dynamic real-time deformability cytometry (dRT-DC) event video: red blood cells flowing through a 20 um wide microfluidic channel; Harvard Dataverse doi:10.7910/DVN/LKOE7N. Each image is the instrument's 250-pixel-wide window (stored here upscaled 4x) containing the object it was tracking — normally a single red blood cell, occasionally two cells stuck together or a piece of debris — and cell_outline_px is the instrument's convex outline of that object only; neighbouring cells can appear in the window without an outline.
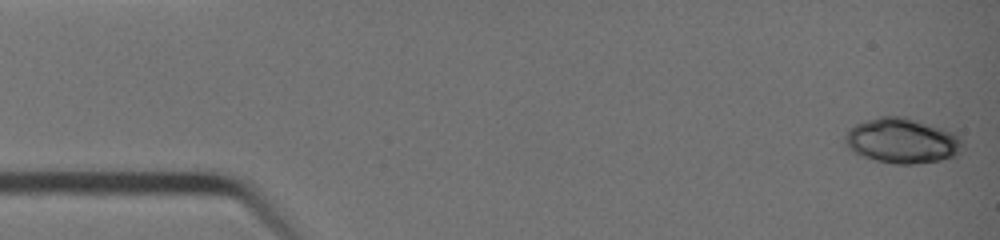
{"species": "common noctule bat (a hibernating species)", "species_latin": "Nyctalus noctula", "temperature_condition": "warm", "stored_images_in_passage": 40, "camera_frame_rate_fps": 3000, "um_per_image_px": 0.085, "animal": {"sex": "female", "body_mass_g": 19.0, "forearm_length_mm": 51.5}, "frame": {"image": 1, "passage_image": 1, "time_ms": 0.0, "image_size_px": [1000, 240], "cell_outline_px": [[964, 148], [956, 156], [940, 160], [912, 164], [896, 164], [876, 160], [864, 156], [848, 148], [844, 140], [844, 136], [848, 128], [856, 124], [880, 116], [904, 116], [944, 128], [952, 132], [964, 140]], "centroid_in_image_um": [76.71, 11.95], "position_along_channel_um": 8.3, "area_um2": 31.04}}
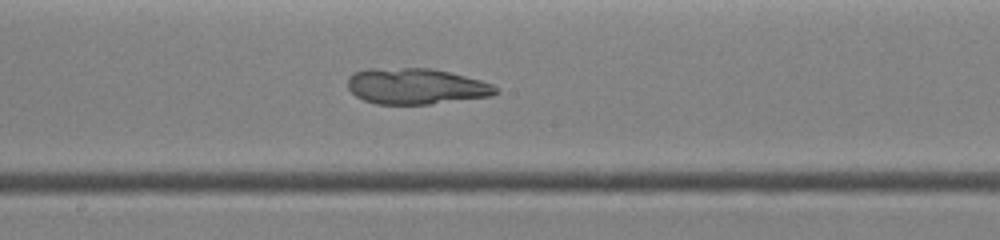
{"frame": {"image": 2, "passage_image": 22, "time_ms": 7.0, "image_size_px": [1000, 240], "cell_outline_px": [[500, 92], [492, 96], [428, 104], [376, 104], [364, 100], [356, 96], [348, 88], [348, 76], [356, 72], [368, 68], [428, 68], [448, 72], [480, 80], [492, 84]], "centroid_in_image_um": [35.34, 7.33], "position_along_channel_um": 212.9, "area_um2": 30.87}}
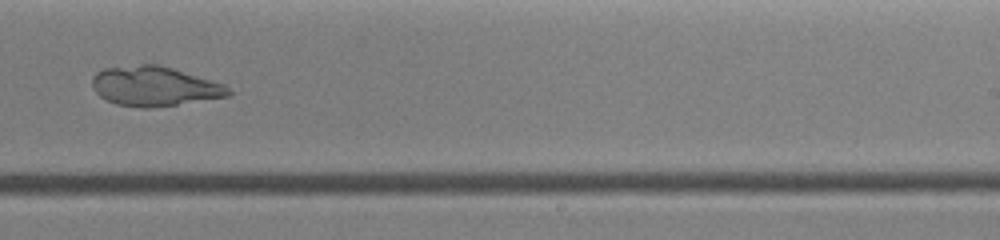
{"frame": {"image": 3, "passage_image": 26, "time_ms": 8.333, "image_size_px": [1000, 240], "cell_outline_px": [[232, 92], [228, 96], [152, 108], [140, 108], [116, 104], [100, 96], [92, 88], [92, 76], [96, 72], [104, 68], [140, 64], [160, 64], [224, 84]], "centroid_in_image_um": [13.09, 7.32], "position_along_channel_um": 275.9, "area_um2": 31.44}}